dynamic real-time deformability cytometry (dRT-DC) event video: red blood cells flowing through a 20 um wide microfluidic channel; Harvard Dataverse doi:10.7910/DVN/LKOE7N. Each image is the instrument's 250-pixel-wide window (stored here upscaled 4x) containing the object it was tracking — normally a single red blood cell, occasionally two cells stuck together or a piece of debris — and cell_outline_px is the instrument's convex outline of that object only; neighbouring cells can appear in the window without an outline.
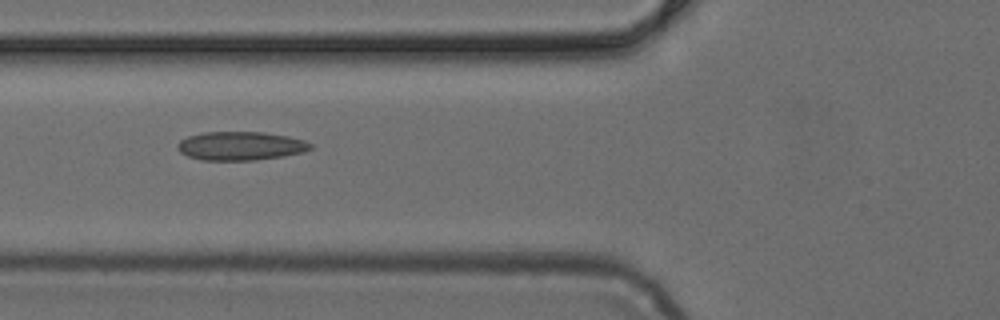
{"species": "common noctule bat (a hibernating species)", "species_latin": "Nyctalus noctula", "temperature_condition": "cold", "stored_images_in_passage": 5, "camera_frame_rate_fps": 3000, "um_per_image_px": 0.085, "animal": {"sex": "female", "body_mass_g": 24.6, "forearm_length_mm": 56.2}, "frame": {"image": 1, "passage_image": 5, "time_ms": 1.333, "image_size_px": [1000, 320], "cell_outline_px": [[312, 148], [304, 152], [284, 156], [256, 160], [200, 160], [188, 156], [180, 152], [176, 148], [176, 144], [180, 140], [188, 136], [204, 132], [264, 132], [288, 136], [304, 140], [312, 144]], "centroid_in_image_um": [20.44, 12.4], "position_along_channel_um": 105.4, "area_um2": 22.37}}